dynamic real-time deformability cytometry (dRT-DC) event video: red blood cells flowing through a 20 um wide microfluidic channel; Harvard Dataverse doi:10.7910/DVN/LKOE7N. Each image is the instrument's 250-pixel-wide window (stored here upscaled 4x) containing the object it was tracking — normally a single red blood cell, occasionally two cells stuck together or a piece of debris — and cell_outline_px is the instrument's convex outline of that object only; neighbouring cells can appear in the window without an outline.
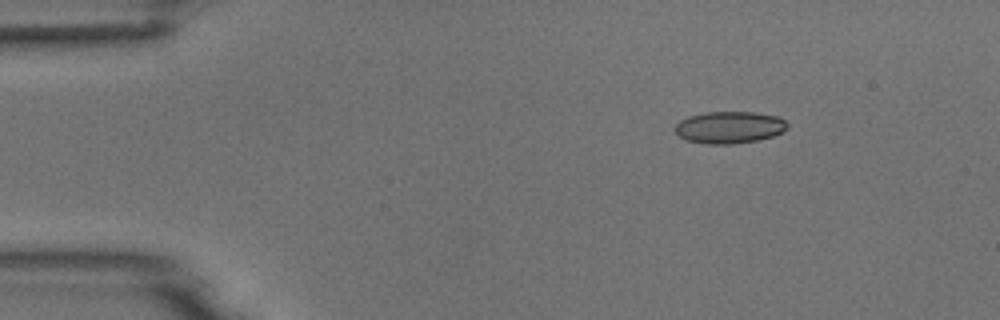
{"species": "common noctule bat (a hibernating species)", "species_latin": "Nyctalus noctula", "temperature_condition": "room temperature", "stored_images_in_passage": 6, "camera_frame_rate_fps": 3000, "um_per_image_px": 0.085, "animal": {"sex": "male", "body_mass_g": 18.8}, "frame": {"image": 1, "passage_image": 3, "time_ms": 2.333, "image_size_px": [1000, 320], "cell_outline_px": [[788, 128], [772, 136], [756, 140], [732, 144], [704, 144], [688, 140], [680, 136], [676, 132], [676, 124], [680, 120], [688, 116], [704, 112], [752, 112], [776, 116], [784, 120], [788, 124]], "centroid_in_image_um": [61.98, 10.82], "position_along_channel_um": 23.0, "area_um2": 20.75}}
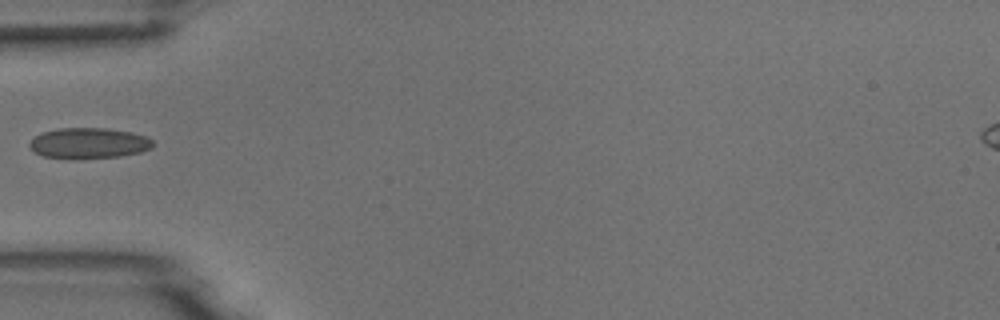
{"frame": {"image": 2, "passage_image": 6, "time_ms": 5.667, "image_size_px": [1000, 320], "cell_outline_px": [[152, 148], [140, 152], [120, 156], [44, 156], [36, 152], [28, 144], [40, 132], [60, 128], [108, 128], [132, 132], [148, 136], [152, 140]], "centroid_in_image_um": [7.6, 12.11], "position_along_channel_um": 77.4, "area_um2": 21.21}}